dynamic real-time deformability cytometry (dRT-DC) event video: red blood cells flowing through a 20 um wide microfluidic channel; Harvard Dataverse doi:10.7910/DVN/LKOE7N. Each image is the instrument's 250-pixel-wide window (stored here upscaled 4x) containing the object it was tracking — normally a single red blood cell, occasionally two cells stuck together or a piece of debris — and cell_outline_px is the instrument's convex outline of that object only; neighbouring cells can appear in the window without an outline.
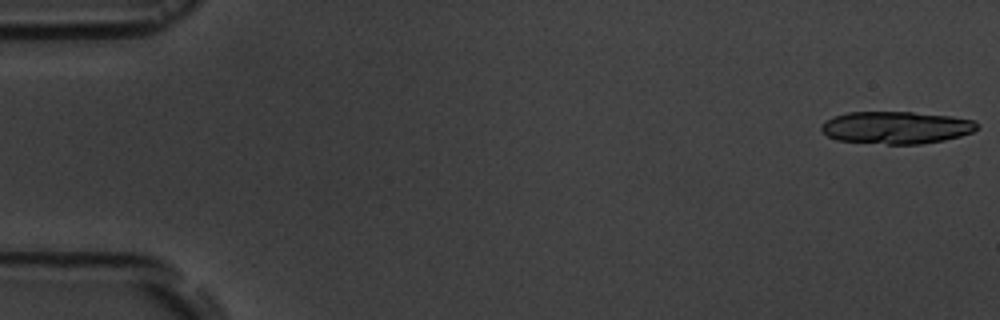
{"species": "common noctule bat (a hibernating species)", "species_latin": "Nyctalus noctula", "temperature_condition": "room temperature", "stored_images_in_passage": 7, "segment_of_instrument_passage": [1, 2], "camera_frame_rate_fps": 3000, "um_per_image_px": 0.085, "animal": {"sex": "male", "body_mass_g": 19.5, "forearm_length_mm": 54.6}, "frame": {"image": 1, "passage_image": 1, "time_ms": 0.0, "image_size_px": [1000, 320], "cell_outline_px": [[980, 128], [972, 132], [960, 136], [944, 140], [920, 144], [888, 144], [836, 140], [828, 136], [820, 128], [820, 124], [824, 120], [848, 112], [912, 112], [952, 116], [972, 120], [980, 124]], "centroid_in_image_um": [76.19, 10.84], "position_along_channel_um": 8.8, "area_um2": 29.48}}